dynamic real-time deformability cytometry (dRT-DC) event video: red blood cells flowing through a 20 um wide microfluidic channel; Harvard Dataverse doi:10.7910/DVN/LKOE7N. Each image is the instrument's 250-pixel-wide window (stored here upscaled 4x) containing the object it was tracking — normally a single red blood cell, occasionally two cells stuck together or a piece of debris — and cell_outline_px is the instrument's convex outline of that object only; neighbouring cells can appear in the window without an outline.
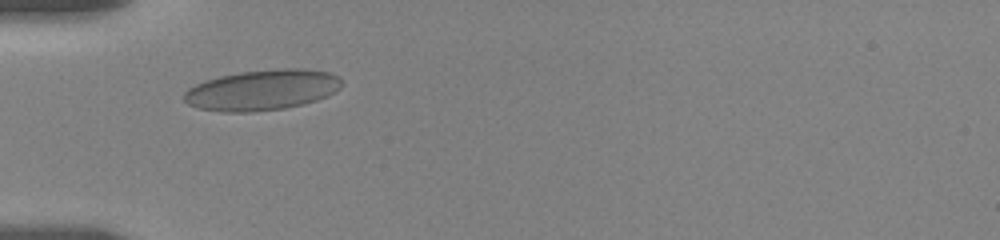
{"species": "human", "species_latin": "Homo sapiens", "temperature_condition": "room temperature", "stored_images_in_passage": 37, "camera_frame_rate_fps": 3000, "um_per_image_px": 0.085, "donor": {"sex": "female"}, "frame": {"image": 1, "passage_image": 2, "time_ms": 0.333, "image_size_px": [1000, 240], "cell_outline_px": [[344, 84], [340, 88], [328, 96], [316, 100], [284, 108], [252, 112], [220, 112], [200, 108], [188, 104], [184, 100], [184, 92], [188, 88], [204, 80], [220, 76], [240, 72], [280, 68], [300, 68], [332, 72], [340, 76]], "centroid_in_image_um": [22.31, 7.64], "position_along_channel_um": 62.7, "area_um2": 37.51}}
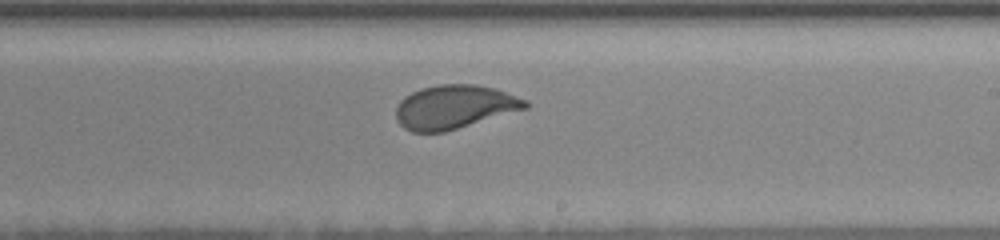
{"frame": {"image": 2, "passage_image": 20, "time_ms": 5.667, "image_size_px": [1000, 240], "cell_outline_px": [[528, 108], [444, 132], [412, 132], [404, 128], [396, 120], [396, 108], [400, 100], [404, 96], [420, 88], [440, 84], [476, 84], [496, 88], [528, 100]], "centroid_in_image_um": [38.62, 9.08], "position_along_channel_um": 250.4, "area_um2": 33.12}}
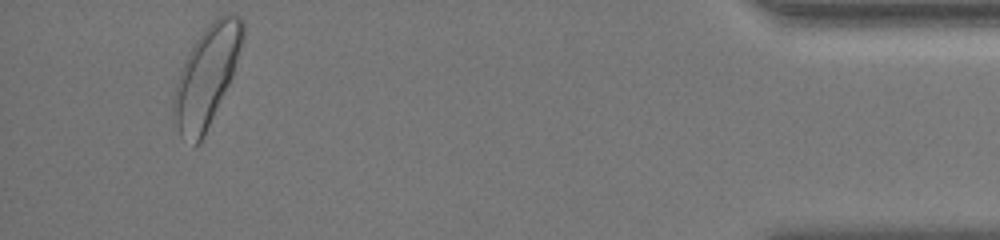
{"frame": {"image": 3, "passage_image": 35, "time_ms": 12.0, "image_size_px": [1000, 240], "cell_outline_px": [[244, 36], [232, 76], [204, 136], [200, 144], [192, 148], [180, 136], [172, 112], [172, 100], [180, 68], [192, 44], [204, 28], [212, 20], [220, 16], [232, 12], [240, 16], [244, 20]], "centroid_in_image_um": [17.54, 6.47], "position_along_channel_um": 417.7, "area_um2": 40.46}, "authors_computed_cell_mechanics": {"area_um2": 33.235, "velocity_mm_per_s": 3.5749, "shape_relaxation_time_tau1_ms": 4.644, "shape_relaxation_time_tau2_ms": null, "deformation_change_tau1": 0.1331, "deformation_change_tau2": null}}